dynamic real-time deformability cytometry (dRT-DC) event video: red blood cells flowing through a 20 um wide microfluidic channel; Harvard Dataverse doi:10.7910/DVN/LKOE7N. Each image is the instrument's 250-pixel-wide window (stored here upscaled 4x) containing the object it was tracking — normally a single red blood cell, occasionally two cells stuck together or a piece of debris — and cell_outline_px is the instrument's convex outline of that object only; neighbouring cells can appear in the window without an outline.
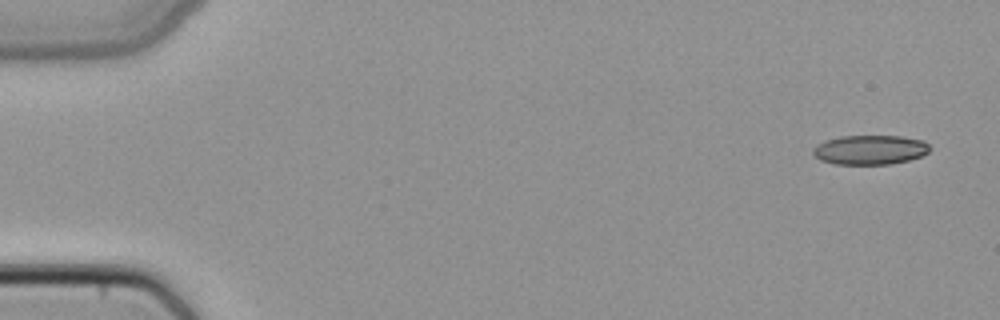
{"species": "common noctule bat (a hibernating species)", "species_latin": "Nyctalus noctula", "temperature_condition": "cold", "stored_images_in_passage": 4, "camera_frame_rate_fps": 3000, "um_per_image_px": 0.085, "animal": {"sex": "female", "body_mass_g": 22.7, "forearm_length_mm": 54.2}, "frame": {"image": 1, "passage_image": 1, "time_ms": 0.0, "image_size_px": [1000, 320], "cell_outline_px": [[928, 152], [920, 156], [908, 160], [892, 164], [832, 164], [820, 160], [812, 152], [812, 148], [816, 144], [824, 140], [840, 136], [900, 136], [924, 140], [928, 144]], "centroid_in_image_um": [73.9, 12.73], "position_along_channel_um": 11.1, "area_um2": 20.11}}